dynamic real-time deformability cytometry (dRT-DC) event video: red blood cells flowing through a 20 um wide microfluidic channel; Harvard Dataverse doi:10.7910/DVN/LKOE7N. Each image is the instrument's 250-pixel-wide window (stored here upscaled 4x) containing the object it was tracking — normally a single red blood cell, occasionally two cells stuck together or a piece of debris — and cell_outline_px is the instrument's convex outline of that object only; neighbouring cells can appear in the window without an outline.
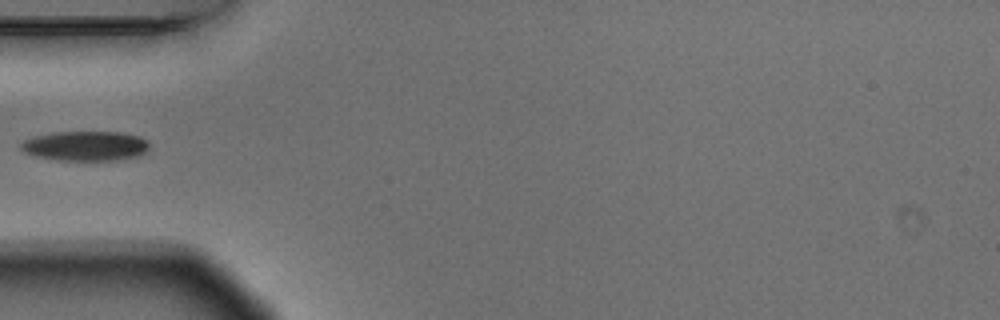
{"species": "Egyptian fruit bat (a non-hibernating species)", "species_latin": "Rousettus aegyptiacus", "temperature_condition": "warm", "stored_images_in_passage": 3, "camera_frame_rate_fps": 3000, "um_per_image_px": 0.085, "animal": {"sex": "male"}, "frame": {"image": 1, "passage_image": 3, "time_ms": 0.667, "image_size_px": [1000, 320], "cell_outline_px": [[148, 148], [144, 152], [136, 156], [116, 160], [56, 160], [36, 156], [24, 152], [20, 148], [20, 144], [24, 140], [36, 136], [56, 132], [120, 132], [140, 136], [148, 144]], "centroid_in_image_um": [7.23, 12.4], "position_along_channel_um": 77.8, "area_um2": 22.02}}